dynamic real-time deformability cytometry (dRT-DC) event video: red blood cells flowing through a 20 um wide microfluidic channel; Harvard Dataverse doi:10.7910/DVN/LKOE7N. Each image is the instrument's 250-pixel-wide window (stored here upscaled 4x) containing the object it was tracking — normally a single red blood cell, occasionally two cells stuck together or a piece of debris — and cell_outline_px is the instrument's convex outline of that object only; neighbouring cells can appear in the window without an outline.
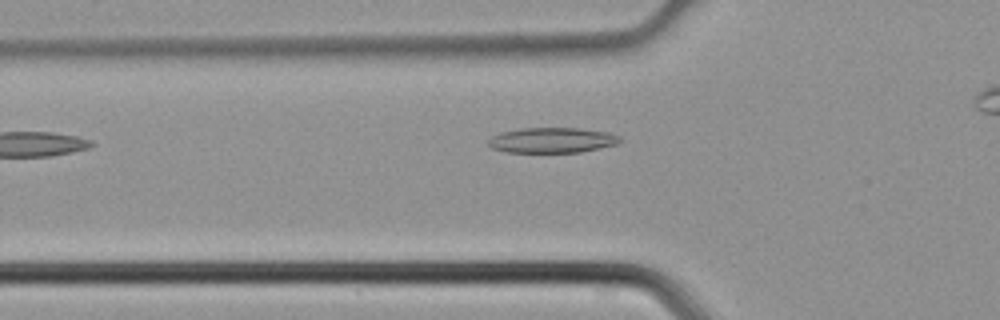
{"species": "common noctule bat (a hibernating species)", "species_latin": "Nyctalus noctula", "temperature_condition": "cold", "stored_images_in_passage": 26, "camera_frame_rate_fps": 3000, "um_per_image_px": 0.085, "animal": {"sex": "male", "body_mass_g": 21.5, "forearm_length_mm": 52.0}, "frame": {"image": 1, "passage_image": 3, "time_ms": 0.667, "image_size_px": [1000, 320], "cell_outline_px": [[624, 140], [616, 144], [600, 148], [580, 152], [504, 152], [492, 148], [488, 144], [488, 140], [492, 136], [500, 132], [520, 128], [580, 128], [608, 132], [620, 136]], "centroid_in_image_um": [46.93, 11.91], "position_along_channel_um": 78.9, "area_um2": 19.54}}
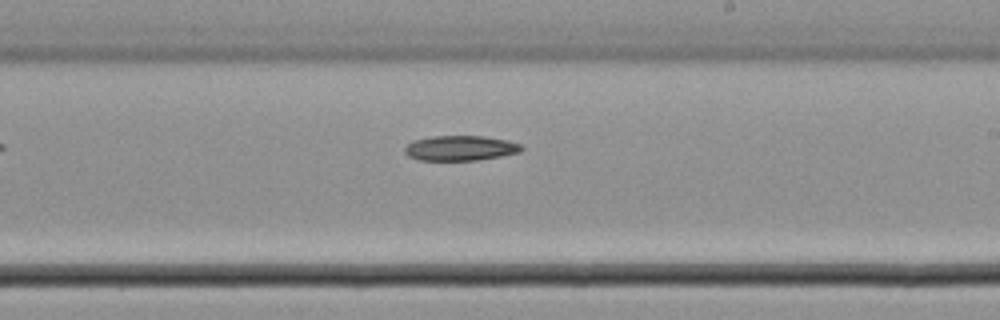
{"frame": {"image": 2, "passage_image": 14, "time_ms": 4.333, "image_size_px": [1000, 320], "cell_outline_px": [[524, 148], [520, 152], [500, 156], [476, 160], [420, 160], [408, 156], [404, 152], [404, 148], [412, 140], [432, 136], [484, 136], [508, 140], [520, 144]], "centroid_in_image_um": [39.12, 12.58], "position_along_channel_um": 249.9, "area_um2": 17.05}}
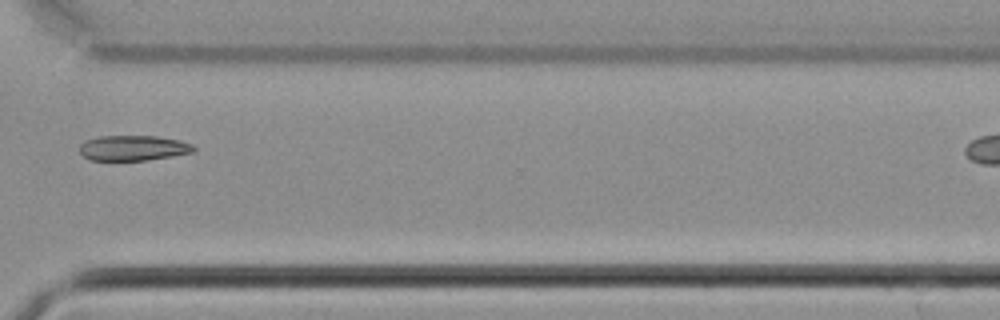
{"frame": {"image": 3, "passage_image": 21, "time_ms": 6.667, "image_size_px": [1000, 320], "cell_outline_px": [[196, 148], [192, 152], [172, 156], [148, 160], [88, 160], [80, 152], [80, 144], [84, 140], [100, 136], [156, 136], [180, 140], [192, 144]], "centroid_in_image_um": [11.31, 12.57], "position_along_channel_um": 359.3, "area_um2": 16.82}}